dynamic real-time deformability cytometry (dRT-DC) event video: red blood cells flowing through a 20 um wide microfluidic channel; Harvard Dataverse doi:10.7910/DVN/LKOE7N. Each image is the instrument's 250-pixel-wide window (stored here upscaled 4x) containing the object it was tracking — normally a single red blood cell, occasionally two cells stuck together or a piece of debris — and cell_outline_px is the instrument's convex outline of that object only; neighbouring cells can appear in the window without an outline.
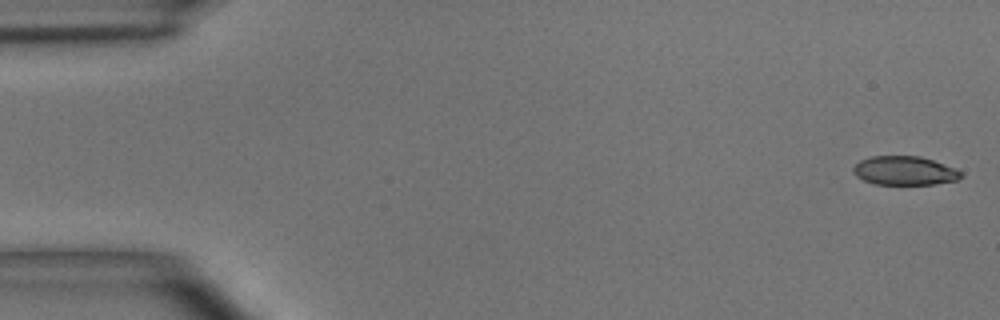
{"species": "common noctule bat (a hibernating species)", "species_latin": "Nyctalus noctula", "temperature_condition": "room temperature", "stored_images_in_passage": 48, "camera_frame_rate_fps": 3000, "um_per_image_px": 0.085, "animal": {"sex": "male", "body_mass_g": 15.6}, "frame": {"image": 1, "passage_image": 1, "time_ms": 0.0, "image_size_px": [1000, 320], "cell_outline_px": [[964, 176], [956, 180], [936, 184], [876, 184], [864, 180], [856, 176], [852, 172], [852, 168], [860, 160], [872, 156], [920, 156], [932, 160], [964, 172]], "centroid_in_image_um": [76.89, 14.51], "position_along_channel_um": 8.1, "area_um2": 18.09}}
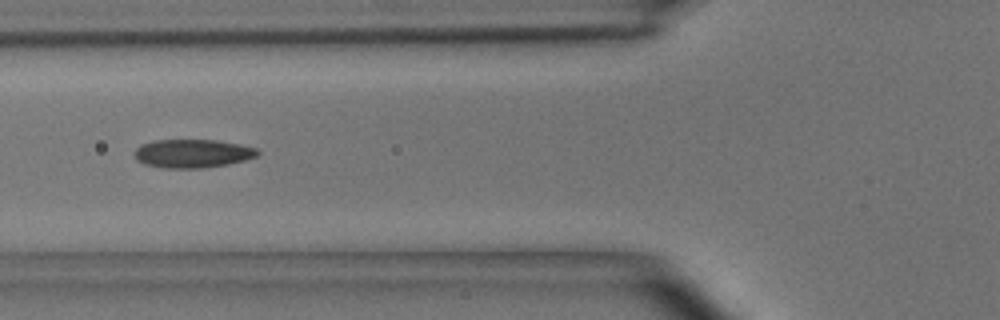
{"frame": {"image": 2, "passage_image": 18, "time_ms": 5.667, "image_size_px": [1000, 320], "cell_outline_px": [[260, 152], [256, 156], [244, 160], [228, 164], [200, 168], [164, 168], [144, 164], [136, 160], [132, 152], [140, 144], [152, 140], [216, 140], [240, 144], [256, 148]], "centroid_in_image_um": [16.31, 13.04], "position_along_channel_um": 109.5, "area_um2": 20.58}}
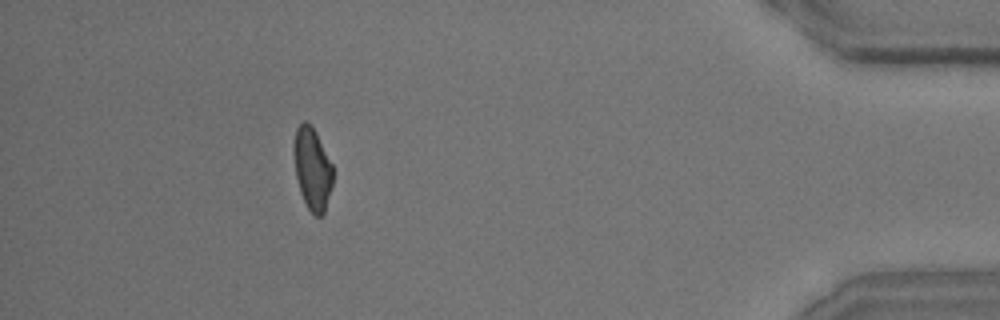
{"frame": {"image": 3, "passage_image": 44, "time_ms": 14.333, "image_size_px": [1000, 320], "cell_outline_px": [[332, 184], [324, 212], [320, 216], [316, 216], [308, 208], [300, 192], [296, 176], [292, 152], [292, 144], [296, 128], [304, 120], [308, 120], [316, 132], [332, 164]], "centroid_in_image_um": [26.51, 14.28], "position_along_channel_um": 408.7, "area_um2": 18.79}, "authors_computed_cell_mechanics": {"area_um2": 19.652, "velocity_mm_per_s": 4.0733, "shape_relaxation_time_tau1_ms": 4.9141, "shape_relaxation_time_tau2_ms": 2.0825, "deformation_change_tau1": 0.1781, "deformation_change_tau2": 0.0822}}